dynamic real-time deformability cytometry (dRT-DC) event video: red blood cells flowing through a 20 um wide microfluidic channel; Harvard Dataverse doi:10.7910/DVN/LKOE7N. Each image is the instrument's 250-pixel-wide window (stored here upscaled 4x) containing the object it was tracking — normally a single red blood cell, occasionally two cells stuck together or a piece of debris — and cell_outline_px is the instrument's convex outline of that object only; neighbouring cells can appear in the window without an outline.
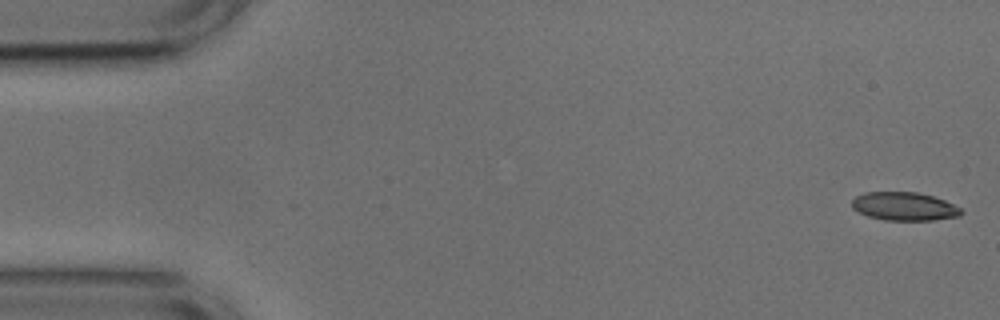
{"species": "common noctule bat (a hibernating species)", "species_latin": "Nyctalus noctula", "temperature_condition": "cold", "stored_images_in_passage": 52, "camera_frame_rate_fps": 3000, "um_per_image_px": 0.085, "animal": {"sex": "male", "body_mass_g": 17.9, "forearm_length_mm": 54.2}, "frame": {"image": 1, "passage_image": 1, "time_ms": 0.0, "image_size_px": [1000, 320], "cell_outline_px": [[964, 212], [960, 216], [932, 220], [884, 220], [868, 216], [852, 208], [852, 200], [856, 196], [864, 192], [916, 192], [932, 196], [944, 200], [960, 208]], "centroid_in_image_um": [76.86, 17.54], "position_along_channel_um": 8.1, "area_um2": 17.98}}
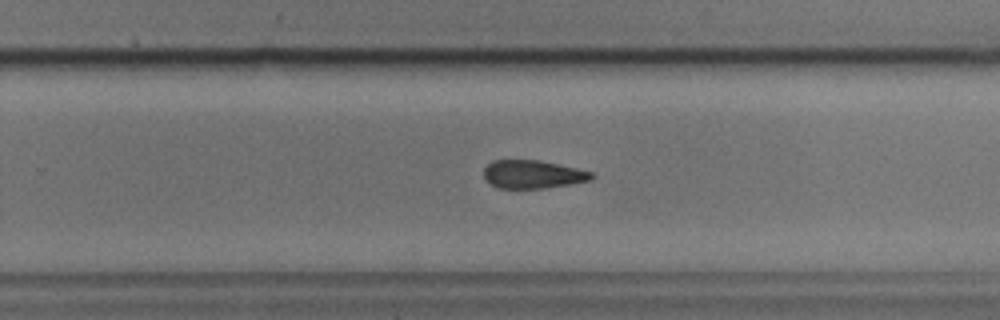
{"frame": {"image": 2, "passage_image": 33, "time_ms": 10.667, "image_size_px": [1000, 320], "cell_outline_px": [[596, 176], [592, 180], [544, 188], [500, 188], [484, 180], [484, 168], [492, 160], [540, 160], [576, 168], [592, 172]], "centroid_in_image_um": [45.28, 14.81], "position_along_channel_um": 284.5, "area_um2": 17.69}}
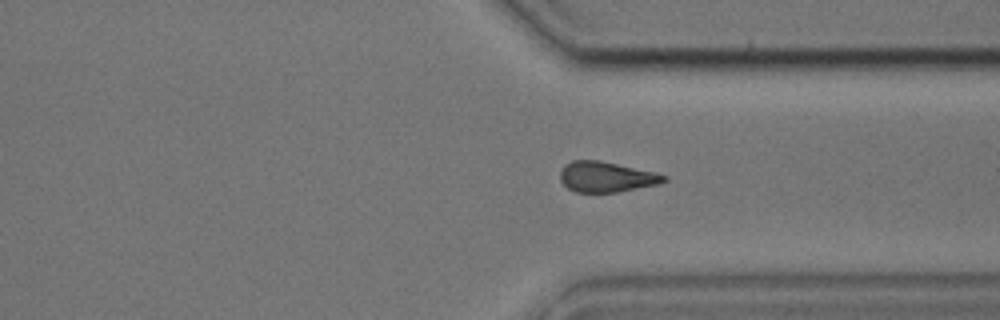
{"frame": {"image": 3, "passage_image": 39, "time_ms": 12.667, "image_size_px": [1000, 320], "cell_outline_px": [[668, 180], [660, 184], [616, 192], [576, 192], [568, 188], [560, 180], [560, 172], [564, 164], [572, 160], [600, 160], [656, 172], [668, 176]], "centroid_in_image_um": [51.56, 15.02], "position_along_channel_um": 359.8, "area_um2": 18.55}, "authors_computed_cell_mechanics": {"area_um2": 18.7561, "velocity_mm_per_s": 3.7629, "shape_relaxation_time_tau1_ms": 6.1262, "shape_relaxation_time_tau2_ms": 4.0169, "deformation_change_tau1": 0.1504, "deformation_change_tau2": 0.129}}